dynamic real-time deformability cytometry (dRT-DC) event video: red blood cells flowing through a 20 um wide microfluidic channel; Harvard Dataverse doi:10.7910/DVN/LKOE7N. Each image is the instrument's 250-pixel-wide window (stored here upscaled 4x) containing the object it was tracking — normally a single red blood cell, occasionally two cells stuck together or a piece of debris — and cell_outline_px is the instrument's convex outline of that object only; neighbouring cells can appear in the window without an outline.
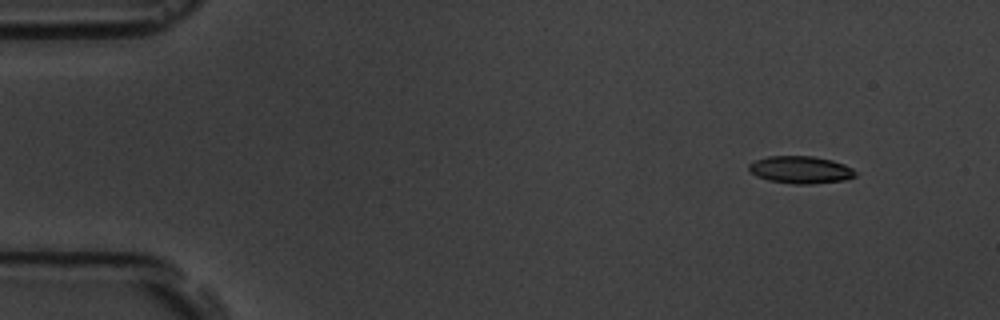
{"species": "common noctule bat (a hibernating species)", "species_latin": "Nyctalus noctula", "temperature_condition": "room temperature", "stored_images_in_passage": 6, "camera_frame_rate_fps": 3000, "um_per_image_px": 0.085, "animal": {"sex": "male", "body_mass_g": 19.5, "forearm_length_mm": 54.6}, "frame": {"image": 1, "passage_image": 1, "time_ms": 0.0, "image_size_px": [1000, 320], "cell_outline_px": [[856, 176], [844, 180], [812, 184], [792, 184], [768, 180], [756, 176], [748, 168], [748, 164], [756, 160], [768, 156], [812, 156], [832, 160], [844, 164], [852, 168], [856, 172]], "centroid_in_image_um": [68.05, 14.43], "position_along_channel_um": 16.9, "area_um2": 16.99}}
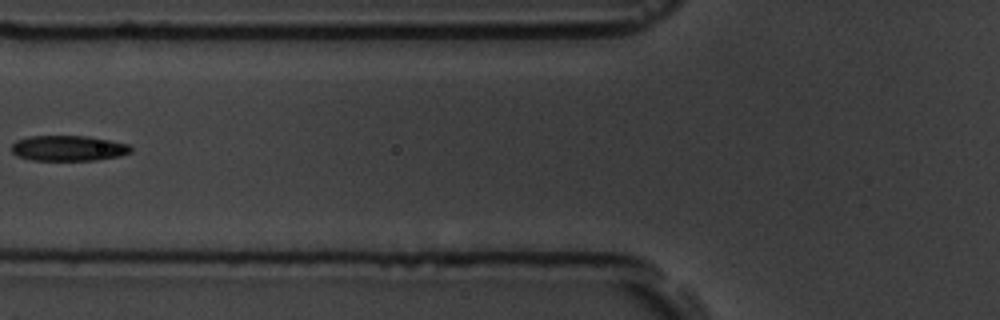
{"frame": {"image": 2, "passage_image": 5, "time_ms": 5.667, "image_size_px": [1000, 320], "cell_outline_px": [[132, 152], [120, 156], [96, 160], [32, 160], [16, 156], [12, 152], [12, 144], [16, 140], [28, 136], [88, 136], [128, 144], [132, 148]], "centroid_in_image_um": [5.8, 12.6], "position_along_channel_um": 120.0, "area_um2": 17.74}}
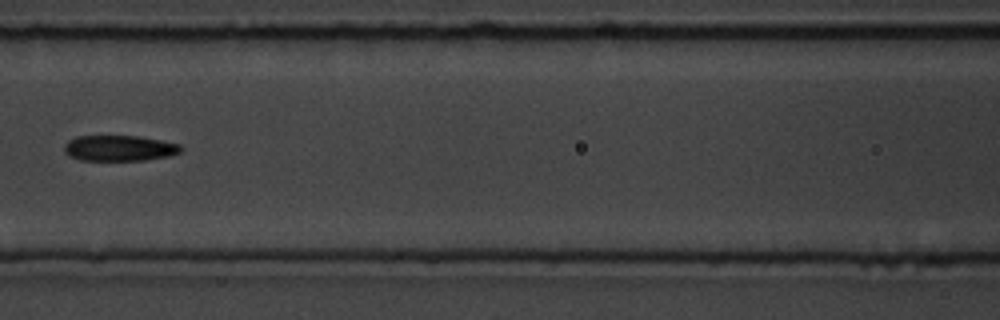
{"frame": {"image": 3, "passage_image": 6, "time_ms": 6.667, "image_size_px": [1000, 320], "cell_outline_px": [[184, 148], [180, 152], [168, 156], [144, 160], [80, 160], [64, 152], [64, 144], [68, 140], [76, 136], [140, 136], [180, 144]], "centroid_in_image_um": [10.15, 12.58], "position_along_channel_um": 156.5, "area_um2": 17.46}}